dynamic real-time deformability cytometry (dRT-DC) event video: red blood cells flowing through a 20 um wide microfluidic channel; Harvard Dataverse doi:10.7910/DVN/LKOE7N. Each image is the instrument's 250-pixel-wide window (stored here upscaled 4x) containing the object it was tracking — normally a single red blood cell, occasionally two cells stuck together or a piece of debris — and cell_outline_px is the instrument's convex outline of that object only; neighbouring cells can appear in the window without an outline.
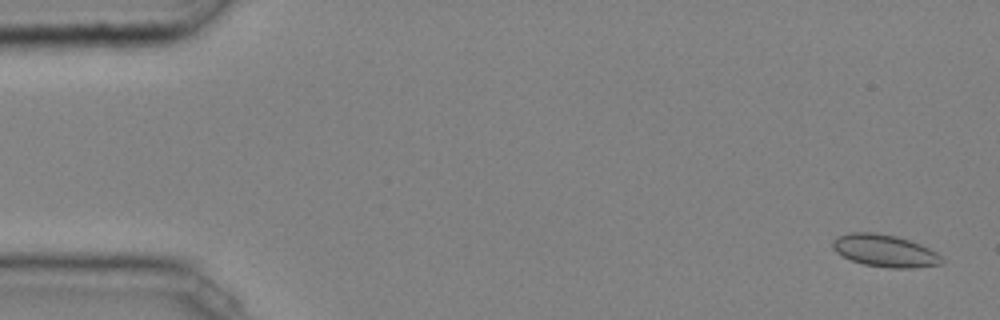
{"species": "common noctule bat (a hibernating species)", "species_latin": "Nyctalus noctula", "temperature_condition": "cold", "stored_images_in_passage": 8, "camera_frame_rate_fps": 3000, "um_per_image_px": 0.085, "animal": {"sex": "male", "body_mass_g": 20.4}, "frame": {"image": 1, "passage_image": 2, "time_ms": 0.333, "image_size_px": [1000, 320], "cell_outline_px": [[944, 260], [940, 264], [912, 268], [888, 268], [864, 264], [852, 260], [836, 252], [832, 248], [832, 240], [836, 236], [848, 232], [872, 232], [896, 236], [920, 244], [936, 252]], "centroid_in_image_um": [75.17, 21.3], "position_along_channel_um": 9.8, "area_um2": 20.46}}